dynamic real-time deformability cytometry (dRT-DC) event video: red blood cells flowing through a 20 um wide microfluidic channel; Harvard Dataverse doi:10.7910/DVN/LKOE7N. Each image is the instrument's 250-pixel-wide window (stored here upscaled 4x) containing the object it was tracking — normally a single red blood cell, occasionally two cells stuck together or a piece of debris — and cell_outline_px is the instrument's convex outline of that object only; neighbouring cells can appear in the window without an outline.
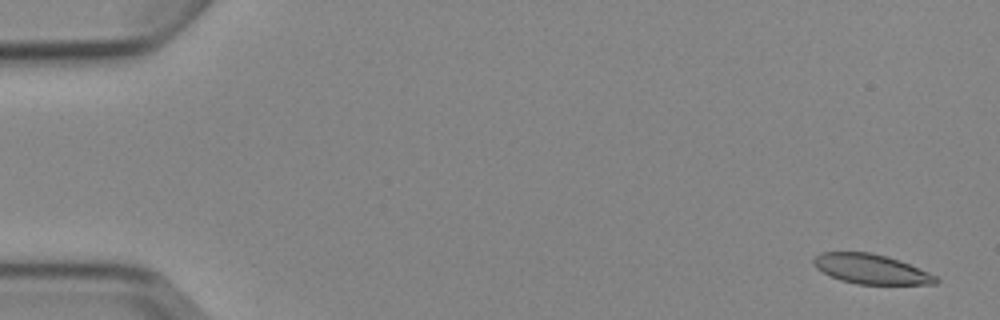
{"species": "Egyptian fruit bat (a non-hibernating species)", "species_latin": "Rousettus aegyptiacus", "temperature_condition": "cold", "stored_images_in_passage": 4, "camera_frame_rate_fps": 3000, "um_per_image_px": 0.085, "animal": {"sex": "female"}, "frame": {"image": 1, "passage_image": 1, "time_ms": 0.0, "image_size_px": [1000, 320], "cell_outline_px": [[940, 280], [936, 284], [856, 284], [840, 280], [816, 268], [812, 264], [812, 260], [820, 252], [872, 252], [900, 260], [928, 272], [936, 276]], "centroid_in_image_um": [74.03, 22.86], "position_along_channel_um": 11.0, "area_um2": 21.15}}
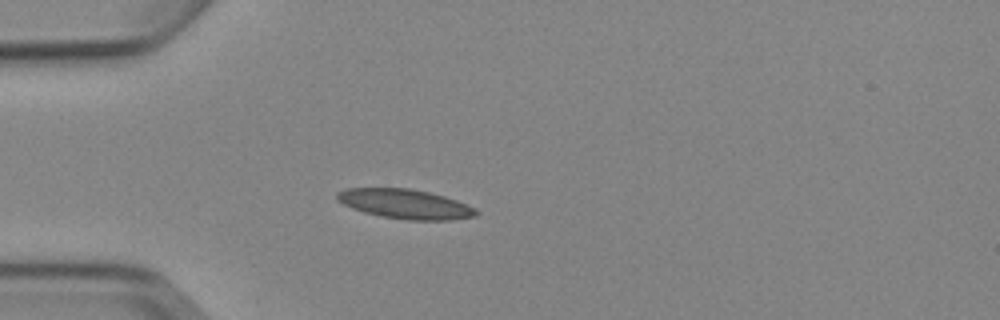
{"frame": {"image": 2, "passage_image": 4, "time_ms": 4.333, "image_size_px": [1000, 320], "cell_outline_px": [[480, 212], [476, 216], [452, 220], [408, 220], [384, 216], [364, 212], [352, 208], [336, 200], [336, 192], [344, 188], [408, 188], [428, 192], [444, 196], [468, 204], [476, 208]], "centroid_in_image_um": [34.45, 17.33], "position_along_channel_um": 50.5, "area_um2": 23.99}}